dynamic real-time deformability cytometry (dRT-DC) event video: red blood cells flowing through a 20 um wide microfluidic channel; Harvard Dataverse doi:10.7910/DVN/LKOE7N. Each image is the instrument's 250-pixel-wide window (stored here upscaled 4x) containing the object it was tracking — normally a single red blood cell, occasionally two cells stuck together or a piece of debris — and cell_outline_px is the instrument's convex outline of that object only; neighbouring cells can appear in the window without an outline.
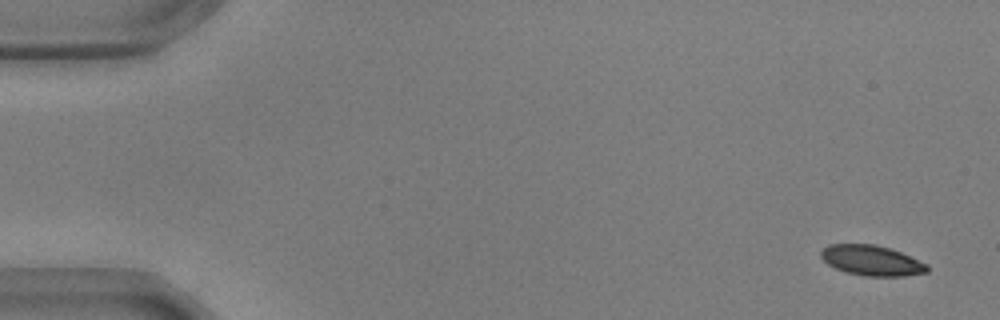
{"species": "common noctule bat (a hibernating species)", "species_latin": "Nyctalus noctula", "temperature_condition": "warm", "stored_images_in_passage": 16, "camera_frame_rate_fps": 3000, "um_per_image_px": 0.085, "animal": {"sex": "male", "body_mass_g": 17.9, "forearm_length_mm": 54.2}, "frame": {"image": 1, "passage_image": 1, "time_ms": 0.0, "image_size_px": [1000, 320], "cell_outline_px": [[928, 272], [904, 276], [864, 276], [844, 272], [828, 264], [820, 256], [820, 252], [828, 244], [876, 244], [892, 248], [928, 264]], "centroid_in_image_um": [74.1, 22.13], "position_along_channel_um": 10.9, "area_um2": 18.9}}